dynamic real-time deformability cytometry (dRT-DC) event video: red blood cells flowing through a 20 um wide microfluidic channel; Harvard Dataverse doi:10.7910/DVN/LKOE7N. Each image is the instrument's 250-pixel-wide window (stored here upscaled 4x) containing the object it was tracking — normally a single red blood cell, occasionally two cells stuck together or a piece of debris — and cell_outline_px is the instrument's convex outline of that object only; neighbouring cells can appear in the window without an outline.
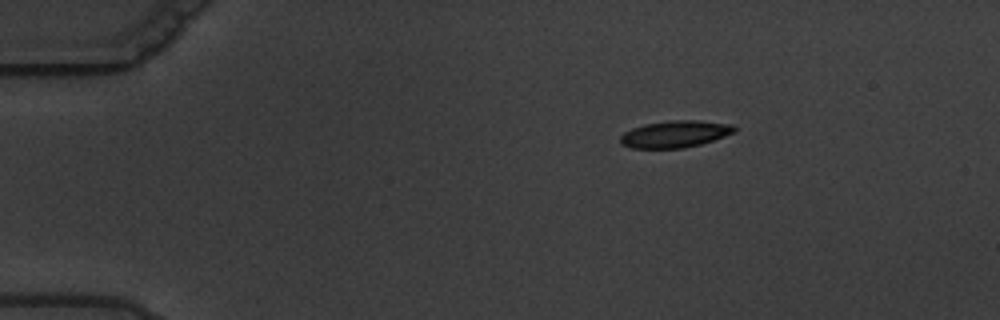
{"species": "common noctule bat (a hibernating species)", "species_latin": "Nyctalus noctula", "temperature_condition": "warm", "stored_images_in_passage": 7, "camera_frame_rate_fps": 3000, "um_per_image_px": 0.085, "animal": {"sex": "male", "body_mass_g": 19.5, "forearm_length_mm": 54.6}, "frame": {"image": 1, "passage_image": 4, "time_ms": 3.333, "image_size_px": [1000, 320], "cell_outline_px": [[736, 132], [700, 144], [684, 148], [632, 148], [620, 144], [620, 136], [624, 132], [632, 128], [644, 124], [672, 120], [696, 120], [732, 124], [736, 128]], "centroid_in_image_um": [57.36, 11.39], "position_along_channel_um": 27.6, "area_um2": 17.86}}